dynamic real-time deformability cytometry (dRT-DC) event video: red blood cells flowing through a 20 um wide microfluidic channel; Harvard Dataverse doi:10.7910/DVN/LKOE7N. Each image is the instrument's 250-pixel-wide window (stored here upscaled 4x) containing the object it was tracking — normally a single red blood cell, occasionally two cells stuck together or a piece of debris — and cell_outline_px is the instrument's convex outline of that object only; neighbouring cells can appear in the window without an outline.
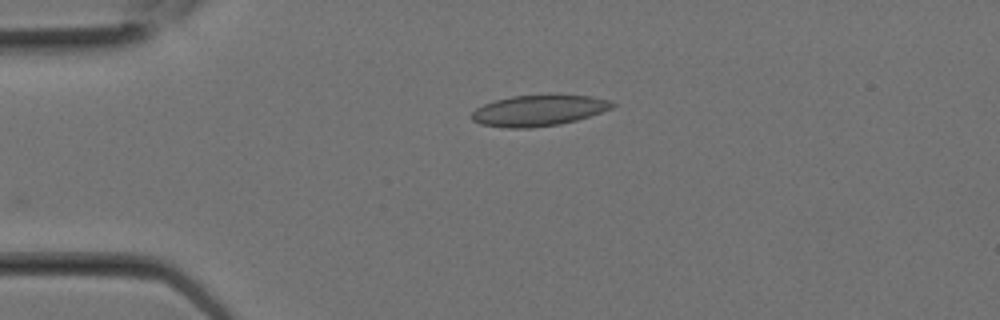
{"species": "Egyptian fruit bat (a non-hibernating species)", "species_latin": "Rousettus aegyptiacus", "temperature_condition": "room temperature", "stored_images_in_passage": 2, "camera_frame_rate_fps": 3000, "um_per_image_px": 0.085, "animal": {"sex": "female"}, "frame": {"image": 1, "passage_image": 2, "time_ms": 0.333, "image_size_px": [1000, 320], "cell_outline_px": [[616, 104], [612, 108], [576, 120], [560, 124], [532, 128], [508, 128], [480, 124], [472, 120], [468, 116], [476, 108], [484, 104], [496, 100], [512, 96], [552, 92], [556, 92], [592, 96], [608, 100]], "centroid_in_image_um": [45.78, 9.35], "position_along_channel_um": 39.2, "area_um2": 26.18}}